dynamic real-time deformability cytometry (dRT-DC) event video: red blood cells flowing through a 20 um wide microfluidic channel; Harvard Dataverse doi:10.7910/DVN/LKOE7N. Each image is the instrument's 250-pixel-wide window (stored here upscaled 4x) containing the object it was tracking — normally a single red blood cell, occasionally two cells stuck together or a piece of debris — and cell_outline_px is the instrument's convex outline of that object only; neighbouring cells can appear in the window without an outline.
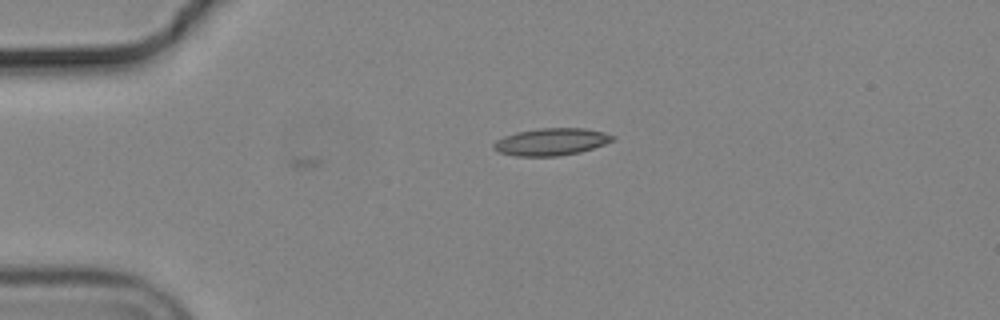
{"species": "common noctule bat (a hibernating species)", "species_latin": "Nyctalus noctula", "temperature_condition": "cold", "stored_images_in_passage": 4, "camera_frame_rate_fps": 3000, "um_per_image_px": 0.085, "animal": {"sex": "male", "body_mass_g": 19.2, "forearm_length_mm": 51.8}, "frame": {"image": 1, "passage_image": 1, "time_ms": 0.0, "image_size_px": [1000, 320], "cell_outline_px": [[616, 140], [580, 152], [560, 156], [516, 156], [500, 152], [492, 148], [492, 144], [496, 140], [504, 136], [516, 132], [540, 128], [584, 128], [604, 132], [616, 136]], "centroid_in_image_um": [46.86, 12.05], "position_along_channel_um": 38.1, "area_um2": 18.96}}